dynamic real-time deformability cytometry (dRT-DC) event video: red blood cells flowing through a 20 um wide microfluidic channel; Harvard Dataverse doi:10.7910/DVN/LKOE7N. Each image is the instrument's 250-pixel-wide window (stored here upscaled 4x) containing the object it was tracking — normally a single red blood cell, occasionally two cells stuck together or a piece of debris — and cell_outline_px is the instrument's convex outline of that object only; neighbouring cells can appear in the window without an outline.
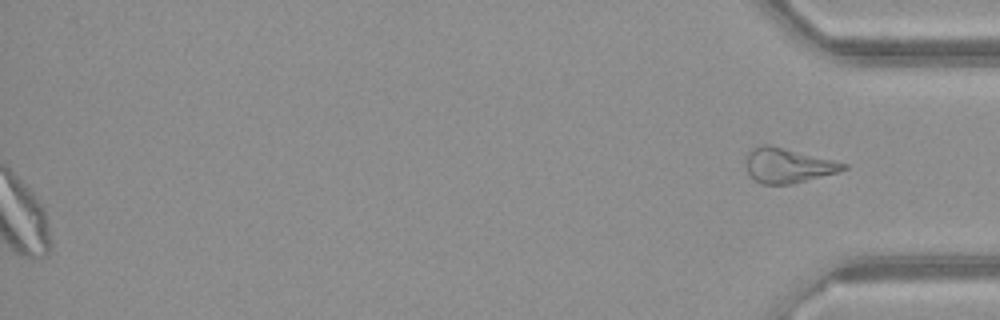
{"species": "common noctule bat (a hibernating species)", "species_latin": "Nyctalus noctula", "temperature_condition": "warm", "stored_images_in_passage": 51, "segment_of_instrument_passage": [2, 2], "camera_frame_rate_fps": 3000, "um_per_image_px": 0.085, "animal": {"sex": "female", "body_mass_g": 21.9}, "frame": {"image": 1, "passage_image": 51, "time_ms": 16.667, "image_size_px": [1000, 320], "cell_outline_px": [[848, 168], [836, 172], [792, 184], [760, 184], [748, 172], [748, 152], [752, 148], [760, 144], [768, 144], [848, 164]], "centroid_in_image_um": [66.96, 14.06], "position_along_channel_um": 368.2, "area_um2": 19.19}}